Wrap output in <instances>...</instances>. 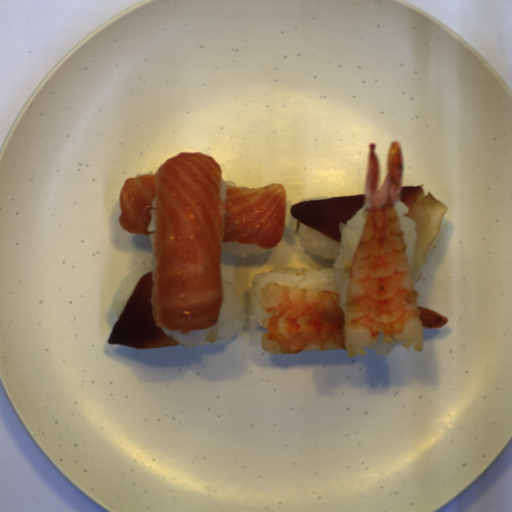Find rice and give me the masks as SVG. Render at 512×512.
Instances as JSON below:
<instances>
[{
    "label": "rice",
    "instance_id": "1",
    "mask_svg": "<svg viewBox=\"0 0 512 512\" xmlns=\"http://www.w3.org/2000/svg\"><path fill=\"white\" fill-rule=\"evenodd\" d=\"M365 206L366 203L346 224L342 222L338 224L341 233L340 242L308 227L296 218L294 229L299 232L300 246L315 256L334 260L332 268L320 269V271L305 269V267L276 268L270 272L255 274L251 282L253 285L244 290L243 300L235 289V255L243 259L248 255L261 256L267 253L269 248H261L257 244H241L237 241L222 242L220 271L223 300L216 324L204 330H189L187 334H181L180 330L168 331L165 328H162L163 331L178 341L180 343L178 345L188 348L196 344L204 347L206 342L220 346L231 341L243 327H249L255 331L257 327H261L262 318L272 316V313L264 312L261 307L262 291L268 282H275L280 286L339 293L344 313L353 260L366 221V218H363Z\"/></svg>",
    "mask_w": 512,
    "mask_h": 512
},
{
    "label": "rice",
    "instance_id": "2",
    "mask_svg": "<svg viewBox=\"0 0 512 512\" xmlns=\"http://www.w3.org/2000/svg\"><path fill=\"white\" fill-rule=\"evenodd\" d=\"M149 239L151 242V265L152 267L140 268L136 269L125 278L121 280V284L117 287L114 298L106 311L104 318L109 327L113 330L116 322L118 321L128 299L130 298L137 282L140 278L151 272L155 271L157 267L155 252H154V232L149 235Z\"/></svg>",
    "mask_w": 512,
    "mask_h": 512
},
{
    "label": "rice",
    "instance_id": "3",
    "mask_svg": "<svg viewBox=\"0 0 512 512\" xmlns=\"http://www.w3.org/2000/svg\"><path fill=\"white\" fill-rule=\"evenodd\" d=\"M394 207L399 217L401 229L405 234V244H407V259L412 270L418 239V232L415 230L417 228V224L410 217L404 216V214L409 213L407 204L399 200L396 202Z\"/></svg>",
    "mask_w": 512,
    "mask_h": 512
},
{
    "label": "rice",
    "instance_id": "4",
    "mask_svg": "<svg viewBox=\"0 0 512 512\" xmlns=\"http://www.w3.org/2000/svg\"><path fill=\"white\" fill-rule=\"evenodd\" d=\"M227 185H232V186L239 187V188H247V186L237 185L234 181H224L222 178L221 191H220L219 198L224 203V205L227 202Z\"/></svg>",
    "mask_w": 512,
    "mask_h": 512
}]
</instances>
